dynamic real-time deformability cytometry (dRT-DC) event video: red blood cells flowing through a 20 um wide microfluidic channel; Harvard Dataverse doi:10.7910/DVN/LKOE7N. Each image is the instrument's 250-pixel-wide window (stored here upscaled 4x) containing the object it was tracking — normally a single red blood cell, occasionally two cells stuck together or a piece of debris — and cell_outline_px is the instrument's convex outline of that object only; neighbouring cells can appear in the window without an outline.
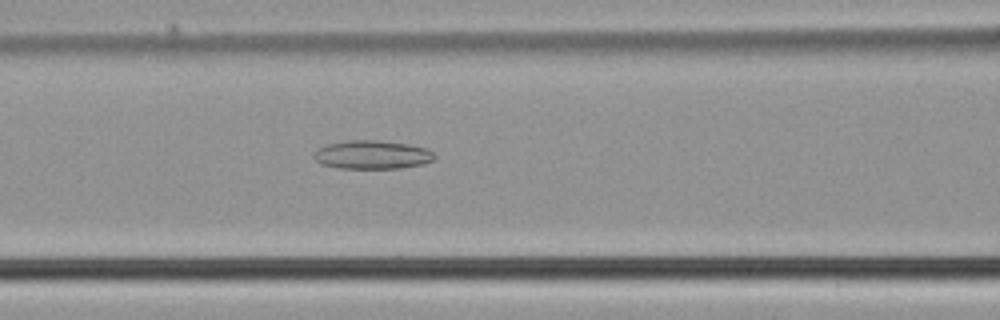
{"species": "common noctule bat (a hibernating species)", "species_latin": "Nyctalus noctula", "temperature_condition": "cold", "stored_images_in_passage": 45, "camera_frame_rate_fps": 3000, "um_per_image_px": 0.085, "animal": {"sex": "male", "body_mass_g": 21.5, "forearm_length_mm": 52.0}, "frame": {"image": 1, "passage_image": 21, "time_ms": 6.667, "image_size_px": [1000, 320], "cell_outline_px": [[436, 156], [432, 160], [424, 164], [400, 168], [340, 168], [320, 164], [316, 160], [316, 152], [320, 148], [328, 144], [348, 140], [376, 140], [408, 144], [428, 148]], "centroid_in_image_um": [31.69, 13.15], "position_along_channel_um": 134.9, "area_um2": 19.88}}
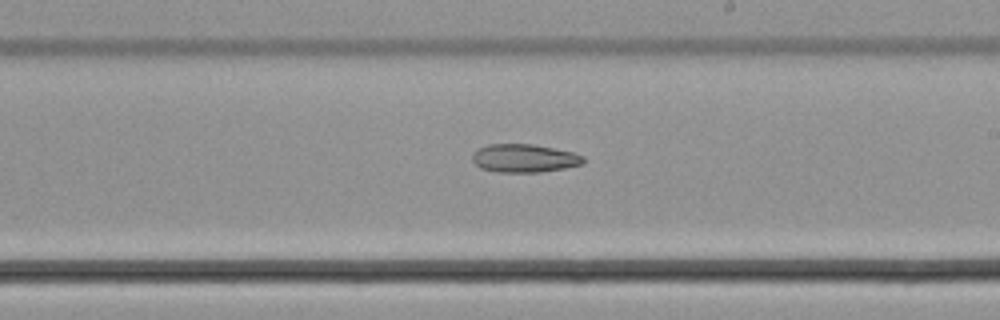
{"frame": {"image": 2, "passage_image": 29, "time_ms": 9.333, "image_size_px": [1000, 320], "cell_outline_px": [[584, 164], [564, 168], [540, 172], [496, 172], [480, 168], [472, 160], [472, 156], [476, 148], [488, 144], [532, 144], [572, 152], [584, 156]], "centroid_in_image_um": [44.53, 13.45], "position_along_channel_um": 244.5, "area_um2": 18.32}}
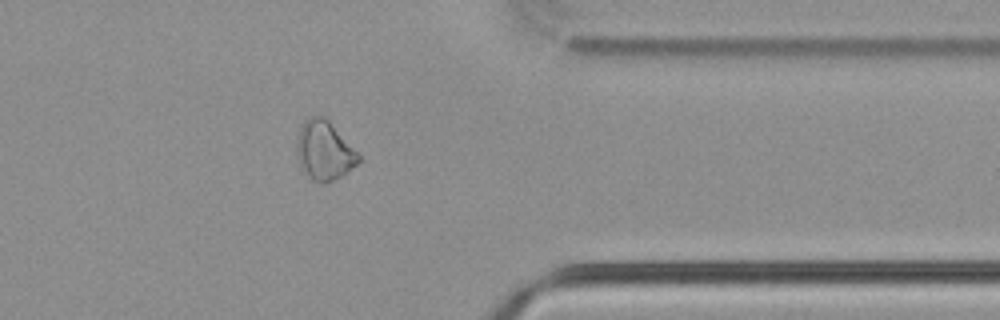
{"frame": {"image": 3, "passage_image": 40, "time_ms": 13.0, "image_size_px": [1000, 320], "cell_outline_px": [[360, 160], [356, 164], [340, 176], [324, 184], [320, 184], [312, 180], [308, 176], [300, 164], [296, 152], [296, 144], [300, 128], [308, 116], [324, 116], [328, 120], [360, 156]], "centroid_in_image_um": [27.53, 12.8], "position_along_channel_um": 383.9, "area_um2": 20.81}}